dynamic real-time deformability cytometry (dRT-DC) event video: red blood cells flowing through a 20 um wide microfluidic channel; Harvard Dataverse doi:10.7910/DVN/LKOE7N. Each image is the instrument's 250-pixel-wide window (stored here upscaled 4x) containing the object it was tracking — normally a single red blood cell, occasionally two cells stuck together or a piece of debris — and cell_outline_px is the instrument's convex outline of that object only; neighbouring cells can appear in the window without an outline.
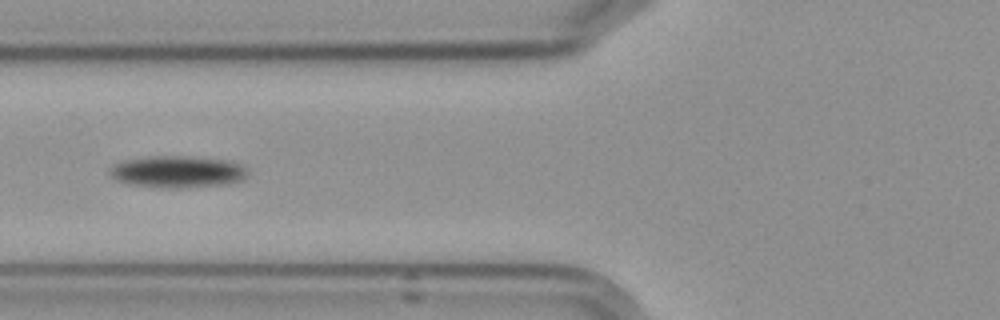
{"species": "Egyptian fruit bat (a non-hibernating species)", "species_latin": "Rousettus aegyptiacus", "temperature_condition": "cold", "stored_images_in_passage": 8, "camera_frame_rate_fps": 3000, "um_per_image_px": 0.085, "frame": {"image": 1, "passage_image": 6, "time_ms": 5.667, "image_size_px": [1000, 320], "cell_outline_px": [[248, 176], [244, 180], [228, 184], [180, 188], [168, 188], [132, 184], [116, 180], [108, 172], [116, 164], [128, 160], [152, 156], [184, 156], [224, 160], [240, 164], [248, 168]], "centroid_in_image_um": [15.17, 14.61], "position_along_channel_um": 110.6, "area_um2": 25.37}}
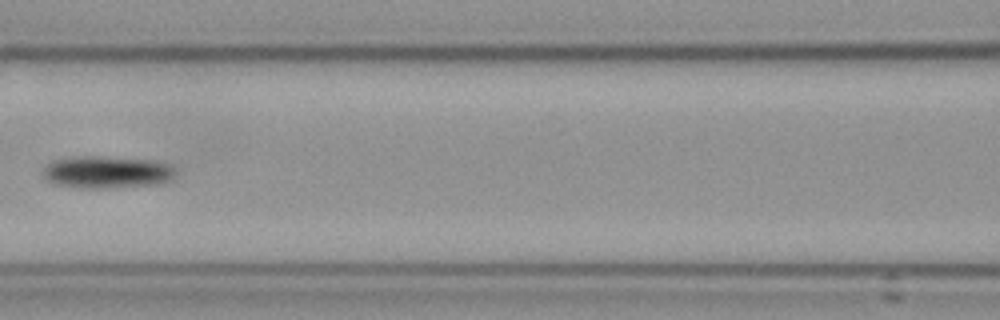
{"frame": {"image": 2, "passage_image": 7, "time_ms": 7.0, "image_size_px": [1000, 320], "cell_outline_px": [[176, 172], [168, 180], [160, 184], [100, 188], [88, 188], [56, 184], [48, 180], [44, 176], [44, 168], [52, 160], [72, 156], [100, 156], [152, 160], [168, 164], [176, 168]], "centroid_in_image_um": [9.09, 14.61], "position_along_channel_um": 157.5, "area_um2": 24.74}}